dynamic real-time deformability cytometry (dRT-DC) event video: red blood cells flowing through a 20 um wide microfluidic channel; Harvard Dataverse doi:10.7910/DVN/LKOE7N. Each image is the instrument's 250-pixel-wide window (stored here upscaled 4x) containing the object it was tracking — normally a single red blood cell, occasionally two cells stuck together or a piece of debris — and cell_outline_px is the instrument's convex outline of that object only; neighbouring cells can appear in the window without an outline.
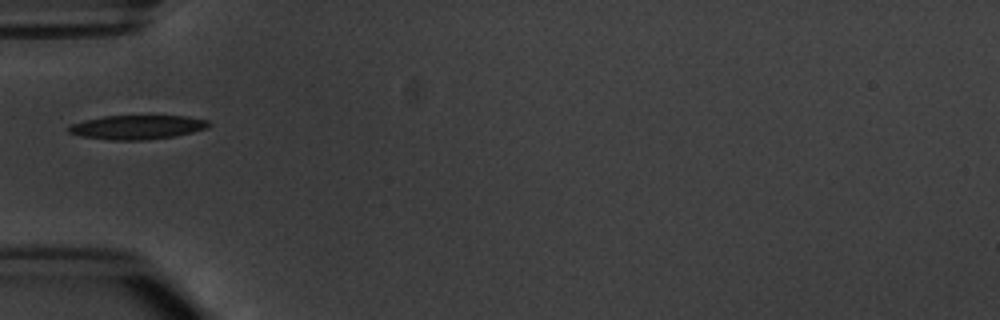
{"species": "common noctule bat (a hibernating species)", "species_latin": "Nyctalus noctula", "temperature_condition": "warm", "stored_images_in_passage": 5, "camera_frame_rate_fps": 3000, "um_per_image_px": 0.085, "animal": {"sex": "male", "body_mass_g": 20.1, "forearm_length_mm": 53.5}, "frame": {"image": 1, "passage_image": 4, "time_ms": 4.667, "image_size_px": [1000, 320], "cell_outline_px": [[212, 124], [208, 128], [176, 136], [144, 140], [112, 140], [80, 136], [68, 132], [68, 124], [84, 120], [104, 116], [188, 116], [208, 120]], "centroid_in_image_um": [11.67, 10.81], "position_along_channel_um": 73.3, "area_um2": 19.83}}